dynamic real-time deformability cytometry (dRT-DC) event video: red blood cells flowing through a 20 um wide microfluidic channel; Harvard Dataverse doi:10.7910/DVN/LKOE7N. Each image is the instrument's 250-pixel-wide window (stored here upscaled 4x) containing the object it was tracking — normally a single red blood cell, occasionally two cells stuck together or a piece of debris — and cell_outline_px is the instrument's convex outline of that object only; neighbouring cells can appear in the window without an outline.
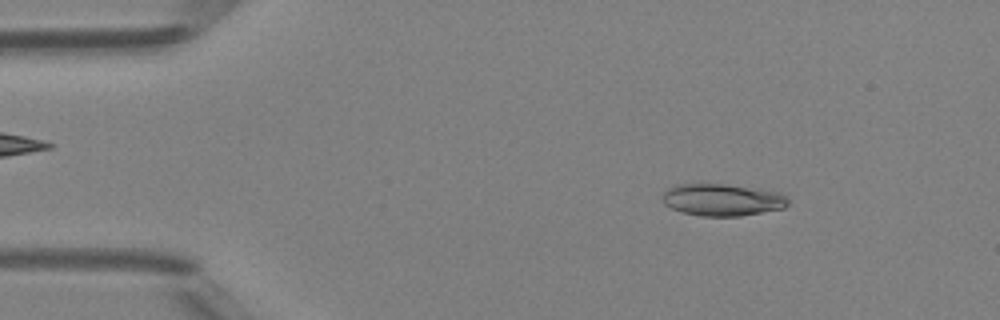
{"species": "Egyptian fruit bat (a non-hibernating species)", "species_latin": "Rousettus aegyptiacus", "temperature_condition": "room temperature", "stored_images_in_passage": 45, "camera_frame_rate_fps": 3000, "um_per_image_px": 0.085, "animal": {"sex": "female"}, "frame": {"image": 1, "passage_image": 4, "time_ms": 1.0, "image_size_px": [1000, 320], "cell_outline_px": [[788, 204], [784, 208], [740, 216], [700, 216], [680, 212], [664, 204], [664, 192], [668, 188], [676, 184], [724, 184], [780, 192], [788, 196]], "centroid_in_image_um": [61.41, 16.99], "position_along_channel_um": 23.6, "area_um2": 23.41}}
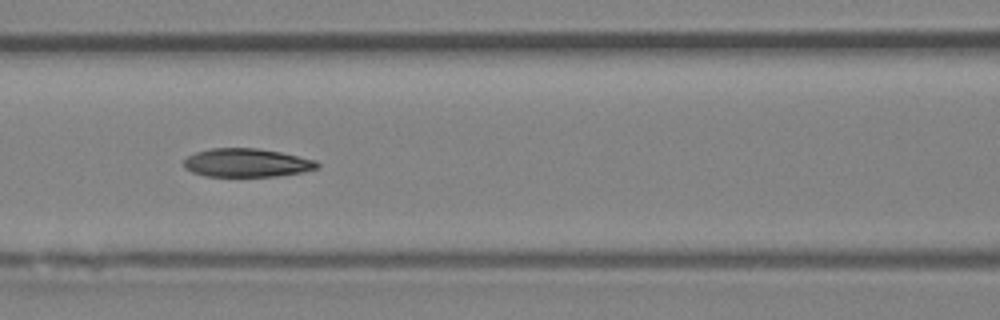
{"frame": {"image": 2, "passage_image": 18, "time_ms": 5.667, "image_size_px": [1000, 320], "cell_outline_px": [[320, 164], [316, 168], [304, 172], [276, 176], [204, 176], [192, 172], [184, 168], [184, 160], [188, 156], [196, 152], [212, 148], [256, 148], [280, 152], [316, 160]], "centroid_in_image_um": [20.96, 13.84], "position_along_channel_um": 145.6, "area_um2": 22.08}}
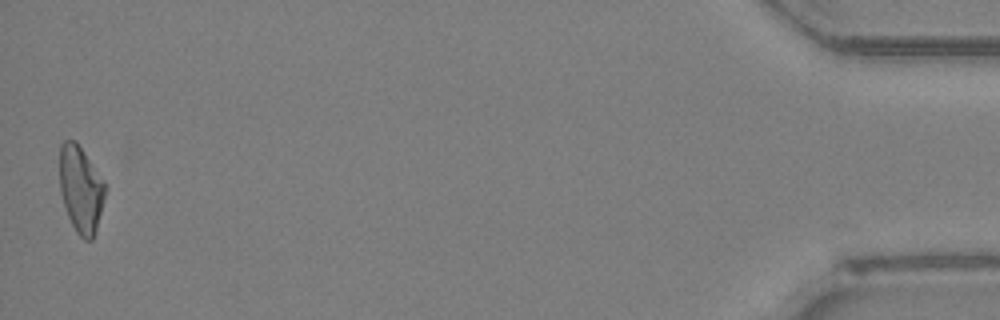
{"frame": {"image": 3, "passage_image": 45, "time_ms": 14.667, "image_size_px": [1000, 320], "cell_outline_px": [[104, 196], [96, 228], [92, 240], [84, 240], [76, 232], [68, 216], [60, 192], [60, 144], [64, 140], [76, 140], [104, 184]], "centroid_in_image_um": [6.82, 16.08], "position_along_channel_um": 428.4, "area_um2": 22.25}, "authors_computed_cell_mechanics": {"area_um2": 22.831, "velocity_mm_per_s": 4.2235, "shape_relaxation_time_tau1_ms": 7.8535, "shape_relaxation_time_tau2_ms": 3.7773, "deformation_change_tau1": 0.2083, "deformation_change_tau2": 0.1181}}